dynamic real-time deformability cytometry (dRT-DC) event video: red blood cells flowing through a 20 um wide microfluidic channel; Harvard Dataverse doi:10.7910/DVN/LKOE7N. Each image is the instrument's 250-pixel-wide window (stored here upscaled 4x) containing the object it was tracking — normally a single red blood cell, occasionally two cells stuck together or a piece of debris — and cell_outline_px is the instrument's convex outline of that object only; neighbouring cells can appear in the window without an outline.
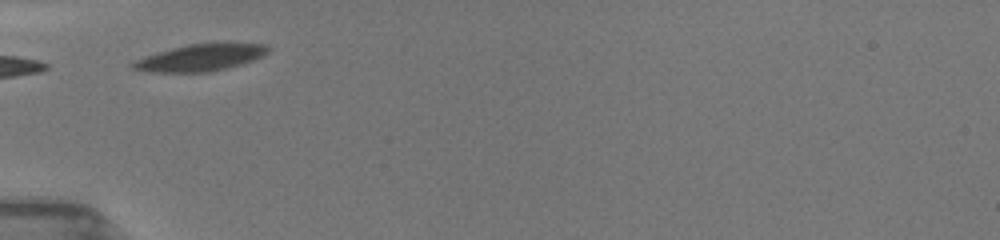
{"species": "common noctule bat (a hibernating species)", "species_latin": "Nyctalus noctula", "temperature_condition": "room temperature", "stored_images_in_passage": 9, "camera_frame_rate_fps": 3000, "um_per_image_px": 0.085, "animal": {"sex": "female", "body_mass_g": 19.5, "forearm_length_mm": 54.1}, "frame": {"image": 1, "passage_image": 1, "time_ms": 0.0, "image_size_px": [1000, 240], "cell_outline_px": [[272, 48], [264, 56], [240, 64], [212, 72], [152, 72], [132, 68], [128, 64], [132, 60], [144, 56], [172, 48], [188, 44], [268, 44]], "centroid_in_image_um": [17.0, 4.91], "position_along_channel_um": 68.0, "area_um2": 20.98}}
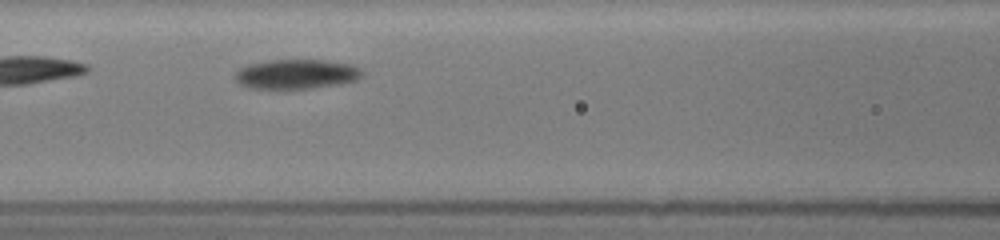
{"frame": {"image": 2, "passage_image": 6, "time_ms": 2.0, "image_size_px": [1000, 240], "cell_outline_px": [[364, 72], [356, 80], [340, 84], [308, 88], [248, 88], [240, 84], [236, 80], [236, 72], [240, 68], [248, 64], [268, 60], [324, 60], [352, 64], [360, 68]], "centroid_in_image_um": [25.2, 6.29], "position_along_channel_um": 141.4, "area_um2": 21.79}}
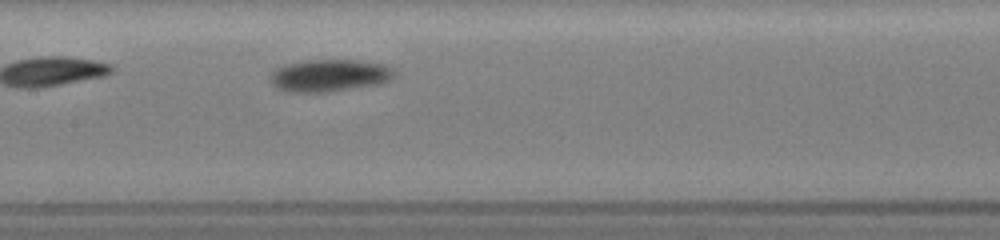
{"frame": {"image": 3, "passage_image": 9, "time_ms": 3.0, "image_size_px": [1000, 240], "cell_outline_px": [[396, 72], [388, 80], [376, 84], [328, 92], [288, 92], [276, 88], [272, 84], [272, 72], [288, 64], [312, 60], [356, 60], [380, 64], [392, 68]], "centroid_in_image_um": [27.99, 6.43], "position_along_channel_um": 179.4, "area_um2": 22.72}}